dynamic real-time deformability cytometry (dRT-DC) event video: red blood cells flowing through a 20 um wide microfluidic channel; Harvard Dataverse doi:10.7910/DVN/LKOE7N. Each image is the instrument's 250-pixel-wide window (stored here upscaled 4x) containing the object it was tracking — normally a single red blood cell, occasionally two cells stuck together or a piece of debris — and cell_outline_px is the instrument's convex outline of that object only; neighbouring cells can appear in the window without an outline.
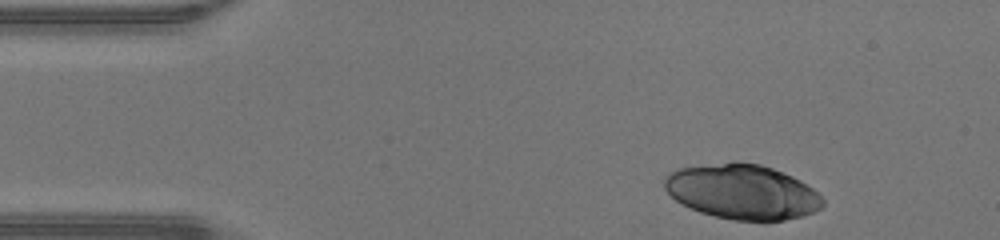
{"species": "human", "species_latin": "Homo sapiens", "temperature_condition": "warm", "stored_images_in_passage": 35, "camera_frame_rate_fps": 3000, "um_per_image_px": 0.085, "donor": {"sex": "male"}, "frame": {"image": 1, "passage_image": 1, "time_ms": 0.0, "image_size_px": [1000, 240], "cell_outline_px": [[824, 204], [820, 208], [804, 216], [764, 224], [736, 220], [716, 216], [700, 212], [676, 200], [664, 188], [664, 180], [672, 172], [680, 168], [736, 160], [760, 164], [772, 168], [792, 176], [800, 180], [812, 188], [824, 200]], "centroid_in_image_um": [63.14, 16.32], "position_along_channel_um": 21.9, "area_um2": 50.98}}
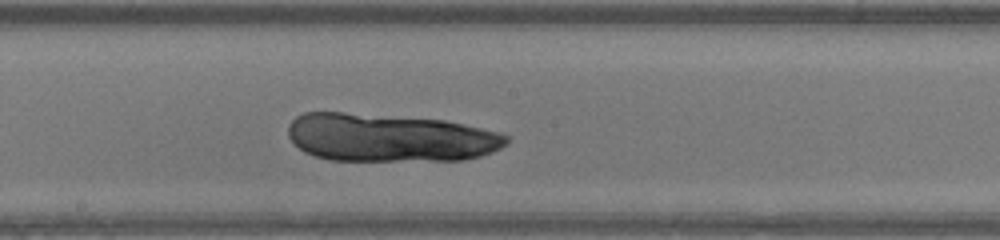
{"frame": {"image": 2, "passage_image": 20, "time_ms": 6.333, "image_size_px": [1000, 240], "cell_outline_px": [[508, 144], [492, 152], [480, 156], [464, 160], [328, 160], [312, 156], [304, 152], [288, 136], [288, 124], [296, 116], [304, 112], [344, 112], [444, 120], [480, 128], [496, 132], [508, 136]], "centroid_in_image_um": [33.09, 11.7], "position_along_channel_um": 215.1, "area_um2": 61.15}}
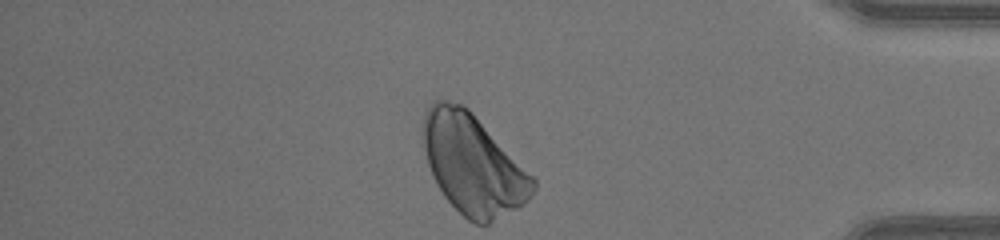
{"frame": {"image": 3, "passage_image": 35, "time_ms": 11.333, "image_size_px": [1000, 240], "cell_outline_px": [[536, 188], [528, 200], [524, 204], [488, 224], [476, 224], [468, 220], [444, 196], [428, 164], [424, 148], [424, 116], [428, 108], [436, 100], [444, 100], [460, 104], [468, 108], [536, 180]], "centroid_in_image_um": [40.22, 13.99], "position_along_channel_um": 395.0, "area_um2": 62.66}}